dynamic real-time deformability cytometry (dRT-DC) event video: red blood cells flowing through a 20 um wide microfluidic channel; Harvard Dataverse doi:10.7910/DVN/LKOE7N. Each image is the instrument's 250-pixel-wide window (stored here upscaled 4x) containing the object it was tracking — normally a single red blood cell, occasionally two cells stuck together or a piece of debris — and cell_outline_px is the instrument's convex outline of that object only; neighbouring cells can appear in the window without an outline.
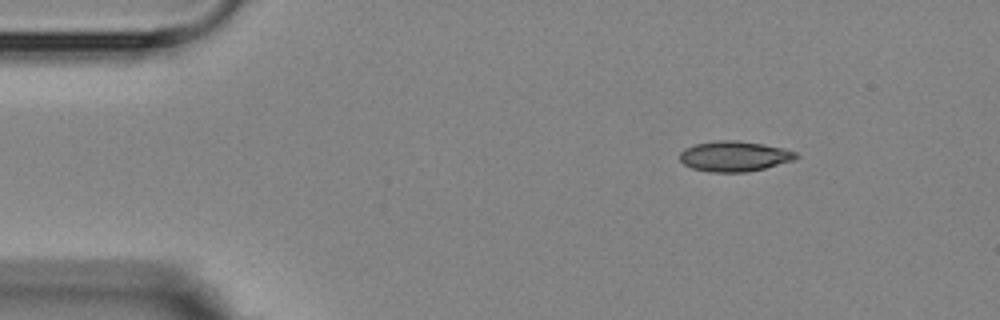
{"species": "Egyptian fruit bat (a non-hibernating species)", "species_latin": "Rousettus aegyptiacus", "temperature_condition": "room temperature", "stored_images_in_passage": 3, "camera_frame_rate_fps": 3000, "um_per_image_px": 0.085, "animal": {"sex": "female"}, "frame": {"image": 1, "passage_image": 1, "time_ms": 0.0, "image_size_px": [1000, 320], "cell_outline_px": [[800, 156], [796, 160], [748, 172], [708, 172], [692, 168], [684, 164], [680, 160], [680, 152], [684, 148], [696, 144], [720, 140], [736, 140], [764, 144], [784, 148], [796, 152]], "centroid_in_image_um": [62.45, 13.28], "position_along_channel_um": 22.6, "area_um2": 20.69}}